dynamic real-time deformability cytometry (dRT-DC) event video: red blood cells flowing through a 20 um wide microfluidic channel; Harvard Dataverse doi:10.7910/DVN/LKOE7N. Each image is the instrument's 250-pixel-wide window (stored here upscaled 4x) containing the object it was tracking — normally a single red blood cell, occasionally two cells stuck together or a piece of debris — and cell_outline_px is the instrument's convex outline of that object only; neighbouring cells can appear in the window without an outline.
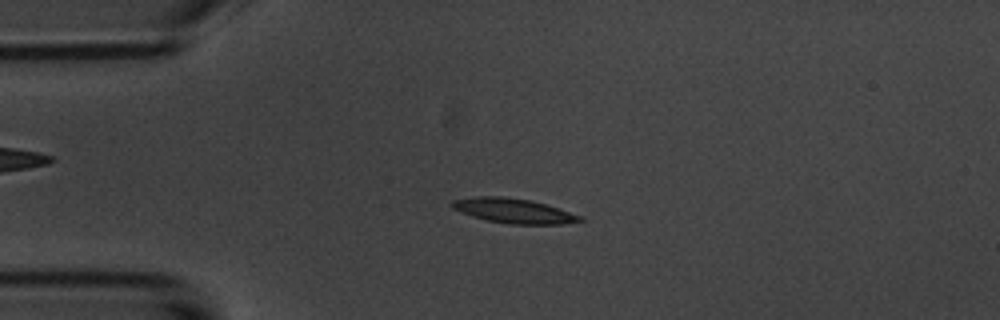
{"species": "common noctule bat (a hibernating species)", "species_latin": "Nyctalus noctula", "temperature_condition": "room temperature", "stored_images_in_passage": 4, "camera_frame_rate_fps": 3000, "um_per_image_px": 0.085, "animal": {"sex": "male", "body_mass_g": 20.1, "forearm_length_mm": 53.5}, "frame": {"image": 1, "passage_image": 2, "time_ms": 1.0, "image_size_px": [1000, 320], "cell_outline_px": [[584, 220], [564, 224], [508, 224], [488, 220], [472, 216], [460, 212], [452, 208], [448, 204], [452, 200], [472, 196], [504, 196], [528, 200], [544, 204], [580, 216]], "centroid_in_image_um": [43.55, 17.91], "position_along_channel_um": 41.4, "area_um2": 18.26}}